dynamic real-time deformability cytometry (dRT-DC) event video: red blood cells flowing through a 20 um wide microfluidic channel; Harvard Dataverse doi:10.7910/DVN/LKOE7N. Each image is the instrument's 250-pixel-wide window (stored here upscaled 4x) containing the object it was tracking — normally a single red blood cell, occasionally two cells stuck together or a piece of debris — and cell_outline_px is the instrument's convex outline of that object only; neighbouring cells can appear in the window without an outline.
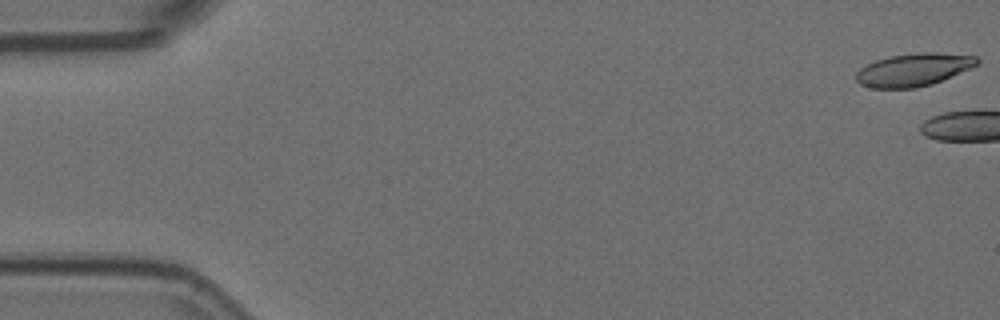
{"species": "Egyptian fruit bat (a non-hibernating species)", "species_latin": "Rousettus aegyptiacus", "temperature_condition": "room temperature", "stored_images_in_passage": 9, "camera_frame_rate_fps": 3000, "um_per_image_px": 0.085, "animal": {"sex": "female"}, "frame": {"image": 1, "passage_image": 1, "time_ms": 0.0, "image_size_px": [1000, 320], "cell_outline_px": [[980, 64], [932, 84], [916, 88], [872, 88], [860, 84], [856, 80], [856, 72], [860, 68], [876, 60], [892, 56], [920, 52], [936, 52], [976, 56], [980, 60]], "centroid_in_image_um": [77.67, 5.93], "position_along_channel_um": 7.3, "area_um2": 23.06}}